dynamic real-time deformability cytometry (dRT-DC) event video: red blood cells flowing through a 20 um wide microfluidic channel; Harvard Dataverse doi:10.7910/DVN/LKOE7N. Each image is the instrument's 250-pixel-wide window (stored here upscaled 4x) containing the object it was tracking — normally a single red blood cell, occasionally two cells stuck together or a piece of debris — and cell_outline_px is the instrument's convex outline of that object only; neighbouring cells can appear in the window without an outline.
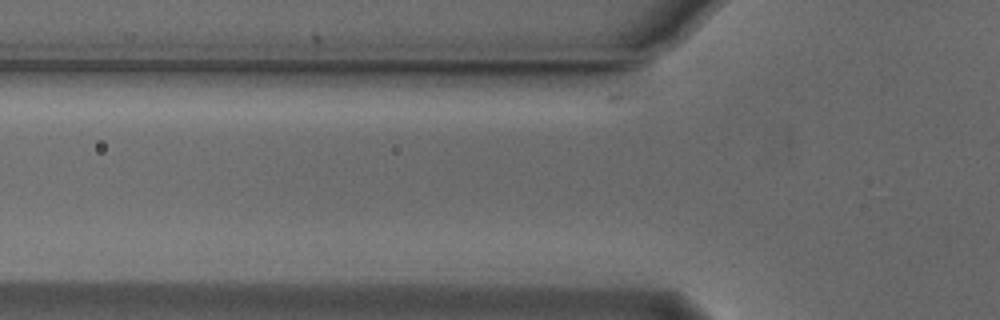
{"species": "Egyptian fruit bat (a non-hibernating species)", "species_latin": "Rousettus aegyptiacus", "temperature_condition": "cold", "stored_images_in_passage": 4, "camera_frame_rate_fps": 3000, "um_per_image_px": 0.085, "animal": {"sex": "male"}, "frame": {"image": 1, "passage_image": 4, "time_ms": 1.0, "image_size_px": [1000, 320], "cell_outline_px": [[652, 284], [648, 284], [464, 280], [464, 276], [476, 268], [636, 272], [652, 280]], "centroid_in_image_um": [47.32, 23.48], "position_along_channel_um": 78.5, "area_um2": 15.49}}